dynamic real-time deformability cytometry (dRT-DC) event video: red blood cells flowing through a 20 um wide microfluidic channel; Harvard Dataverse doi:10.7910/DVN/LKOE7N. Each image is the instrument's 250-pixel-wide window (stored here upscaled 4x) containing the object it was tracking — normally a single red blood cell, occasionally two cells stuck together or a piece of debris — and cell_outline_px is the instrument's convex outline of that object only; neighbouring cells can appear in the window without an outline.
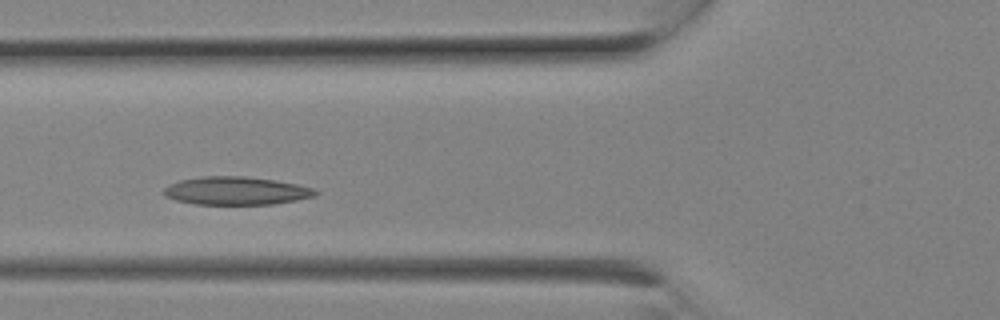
{"species": "Egyptian fruit bat (a non-hibernating species)", "species_latin": "Rousettus aegyptiacus", "temperature_condition": "room temperature", "stored_images_in_passage": 8, "camera_frame_rate_fps": 3000, "um_per_image_px": 0.085, "animal": {"sex": "female"}, "frame": {"image": 1, "passage_image": 7, "time_ms": 2.0, "image_size_px": [1000, 320], "cell_outline_px": [[320, 192], [316, 196], [296, 200], [272, 204], [196, 204], [176, 200], [164, 196], [164, 188], [168, 184], [180, 180], [200, 176], [244, 176], [272, 180], [296, 184], [312, 188]], "centroid_in_image_um": [20.05, 16.21], "position_along_channel_um": 105.8, "area_um2": 24.74}}
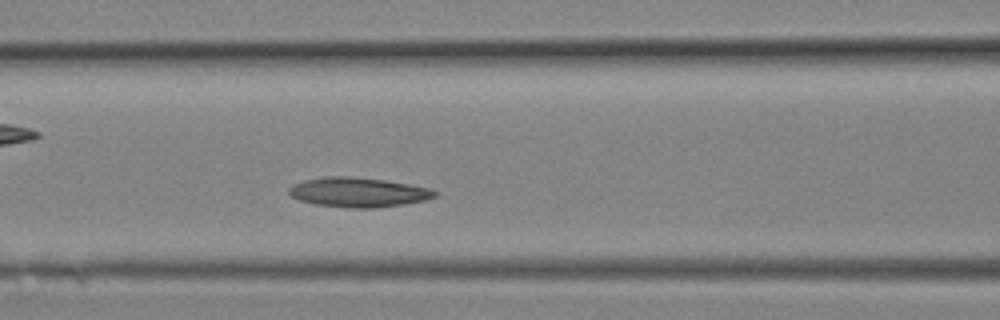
{"frame": {"image": 2, "passage_image": 8, "time_ms": 2.333, "image_size_px": [1000, 320], "cell_outline_px": [[440, 192], [436, 196], [424, 200], [404, 204], [376, 208], [352, 208], [316, 204], [300, 200], [292, 196], [288, 192], [288, 188], [292, 184], [304, 180], [324, 176], [352, 176], [384, 180], [408, 184], [428, 188]], "centroid_in_image_um": [30.44, 16.33], "position_along_channel_um": 136.2, "area_um2": 25.14}}